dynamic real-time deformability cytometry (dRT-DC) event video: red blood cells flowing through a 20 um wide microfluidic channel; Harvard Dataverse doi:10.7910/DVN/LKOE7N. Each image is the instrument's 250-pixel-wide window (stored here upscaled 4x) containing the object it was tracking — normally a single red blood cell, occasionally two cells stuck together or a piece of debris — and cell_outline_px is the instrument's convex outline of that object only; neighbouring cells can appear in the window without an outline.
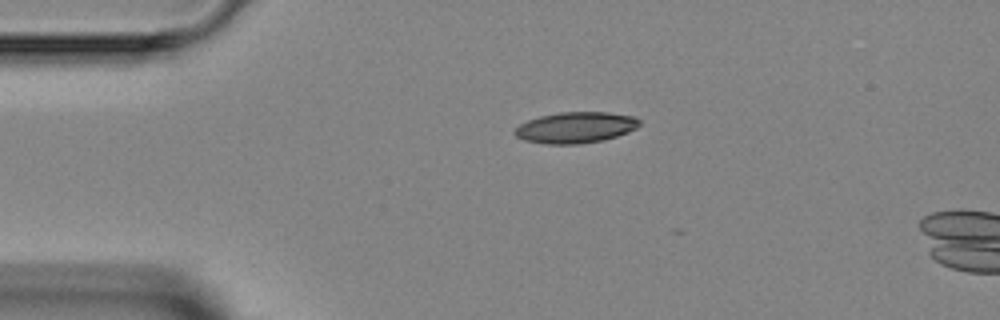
{"species": "Egyptian fruit bat (a non-hibernating species)", "species_latin": "Rousettus aegyptiacus", "temperature_condition": "room temperature", "stored_images_in_passage": 4, "camera_frame_rate_fps": 3000, "um_per_image_px": 0.085, "animal": {"sex": "female"}, "frame": {"image": 1, "passage_image": 1, "time_ms": 0.0, "image_size_px": [1000, 320], "cell_outline_px": [[640, 124], [636, 128], [628, 132], [604, 140], [580, 144], [548, 144], [524, 140], [516, 136], [512, 132], [520, 124], [528, 120], [540, 116], [560, 112], [608, 112], [636, 116], [640, 120]], "centroid_in_image_um": [48.94, 10.83], "position_along_channel_um": 36.1, "area_um2": 22.66}}